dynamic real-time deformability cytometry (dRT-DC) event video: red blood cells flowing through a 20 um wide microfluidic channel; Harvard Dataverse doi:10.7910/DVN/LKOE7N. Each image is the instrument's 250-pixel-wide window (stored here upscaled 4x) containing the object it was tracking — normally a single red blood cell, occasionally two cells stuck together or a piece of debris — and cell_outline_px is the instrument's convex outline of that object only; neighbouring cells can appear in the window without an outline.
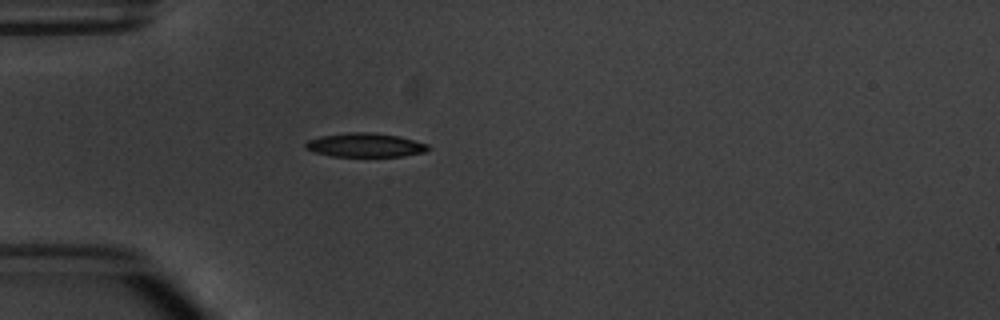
{"species": "common noctule bat (a hibernating species)", "species_latin": "Nyctalus noctula", "temperature_condition": "warm", "stored_images_in_passage": 4, "camera_frame_rate_fps": 3000, "um_per_image_px": 0.085, "animal": {"sex": "male", "body_mass_g": 20.1, "forearm_length_mm": 53.5}, "frame": {"image": 1, "passage_image": 4, "time_ms": 3.667, "image_size_px": [1000, 320], "cell_outline_px": [[432, 148], [424, 152], [404, 156], [332, 156], [312, 152], [304, 148], [304, 144], [308, 140], [320, 136], [348, 132], [368, 132], [400, 136], [428, 144]], "centroid_in_image_um": [31.03, 12.33], "position_along_channel_um": 54.0, "area_um2": 17.22}}